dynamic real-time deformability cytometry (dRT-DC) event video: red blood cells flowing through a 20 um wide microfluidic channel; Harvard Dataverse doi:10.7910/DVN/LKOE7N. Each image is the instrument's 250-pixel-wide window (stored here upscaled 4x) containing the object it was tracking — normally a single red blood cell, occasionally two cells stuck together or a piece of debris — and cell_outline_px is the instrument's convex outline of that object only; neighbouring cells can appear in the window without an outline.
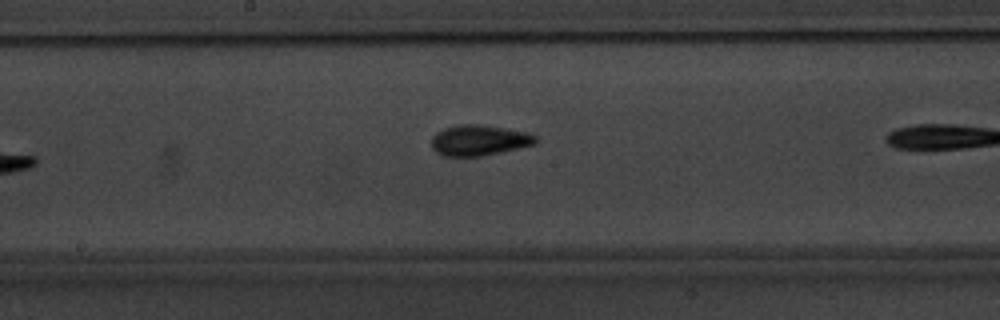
{"species": "common noctule bat (a hibernating species)", "species_latin": "Nyctalus noctula", "temperature_condition": "warm", "stored_images_in_passage": 9, "camera_frame_rate_fps": 3000, "um_per_image_px": 0.085, "animal": {"sex": "male", "body_mass_g": 20.1, "forearm_length_mm": 53.5}, "frame": {"image": 1, "passage_image": 8, "time_ms": 9.333, "image_size_px": [1000, 320], "cell_outline_px": [[536, 144], [500, 152], [480, 156], [444, 156], [436, 152], [432, 148], [432, 136], [436, 132], [444, 128], [456, 124], [480, 124], [528, 132], [536, 136]], "centroid_in_image_um": [40.7, 11.91], "position_along_channel_um": 207.5, "area_um2": 18.61}}